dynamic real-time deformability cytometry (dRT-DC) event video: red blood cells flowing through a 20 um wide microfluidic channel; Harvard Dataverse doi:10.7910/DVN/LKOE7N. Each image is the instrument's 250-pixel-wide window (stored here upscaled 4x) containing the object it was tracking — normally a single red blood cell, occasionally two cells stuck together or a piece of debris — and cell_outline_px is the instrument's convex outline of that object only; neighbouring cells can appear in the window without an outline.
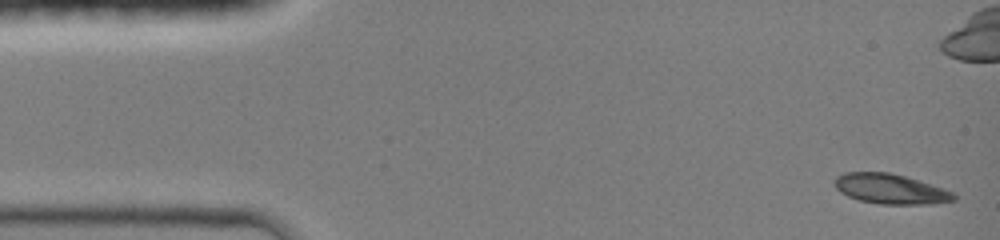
{"species": "common noctule bat (a hibernating species)", "species_latin": "Nyctalus noctula", "temperature_condition": "room temperature", "stored_images_in_passage": 16, "camera_frame_rate_fps": 3000, "um_per_image_px": 0.085, "animal": {"sex": "female", "body_mass_g": 19.0, "forearm_length_mm": 51.5}, "frame": {"image": 1, "passage_image": 1, "time_ms": 0.0, "image_size_px": [1000, 240], "cell_outline_px": [[956, 200], [932, 204], [880, 204], [860, 200], [848, 196], [840, 192], [836, 188], [832, 180], [836, 176], [844, 172], [888, 172], [904, 176], [944, 188], [956, 192]], "centroid_in_image_um": [75.69, 16.06], "position_along_channel_um": 9.3, "area_um2": 20.98}}
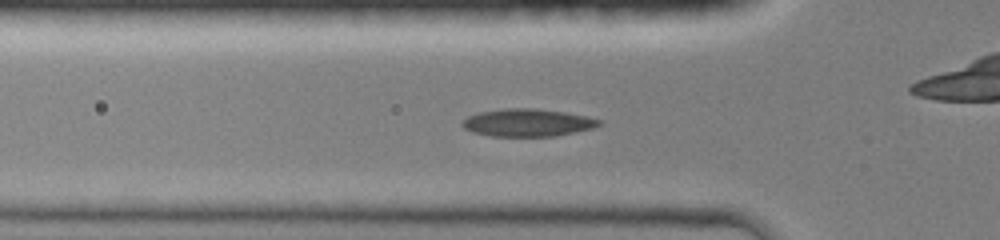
{"frame": {"image": 2, "passage_image": 14, "time_ms": 4.333, "image_size_px": [1000, 240], "cell_outline_px": [[604, 120], [600, 124], [592, 128], [556, 136], [492, 136], [472, 132], [464, 128], [460, 124], [468, 116], [480, 112], [504, 108], [536, 108], [564, 112], [588, 116]], "centroid_in_image_um": [44.85, 10.42], "position_along_channel_um": 80.9, "area_um2": 22.02}}